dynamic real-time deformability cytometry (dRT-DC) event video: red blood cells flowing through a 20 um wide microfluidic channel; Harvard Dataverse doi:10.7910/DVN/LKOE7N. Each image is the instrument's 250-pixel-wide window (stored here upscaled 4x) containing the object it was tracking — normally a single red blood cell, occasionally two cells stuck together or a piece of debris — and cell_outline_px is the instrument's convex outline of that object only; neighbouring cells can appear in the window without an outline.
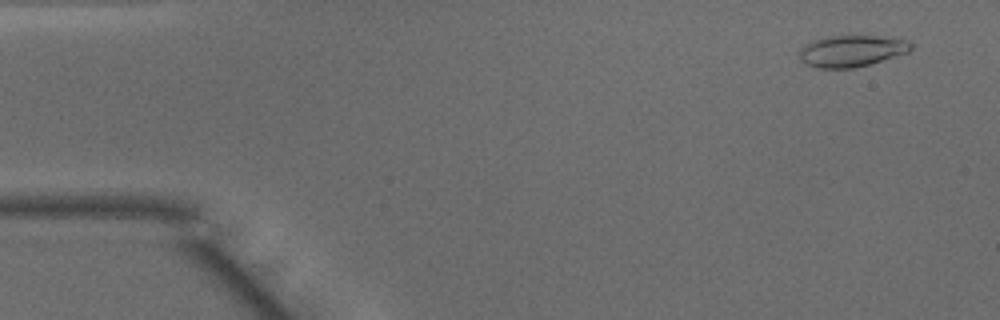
{"species": "common noctule bat (a hibernating species)", "species_latin": "Nyctalus noctula", "temperature_condition": "warm", "stored_images_in_passage": 49, "camera_frame_rate_fps": 3000, "um_per_image_px": 0.085, "animal": {"sex": "male", "body_mass_g": 15.6}, "frame": {"image": 1, "passage_image": 3, "time_ms": 0.667, "image_size_px": [1000, 320], "cell_outline_px": [[912, 48], [908, 52], [868, 64], [852, 68], [816, 68], [804, 64], [800, 60], [800, 48], [804, 44], [828, 36], [876, 36], [908, 40], [912, 44]], "centroid_in_image_um": [72.35, 4.33], "position_along_channel_um": 12.7, "area_um2": 20.29}}
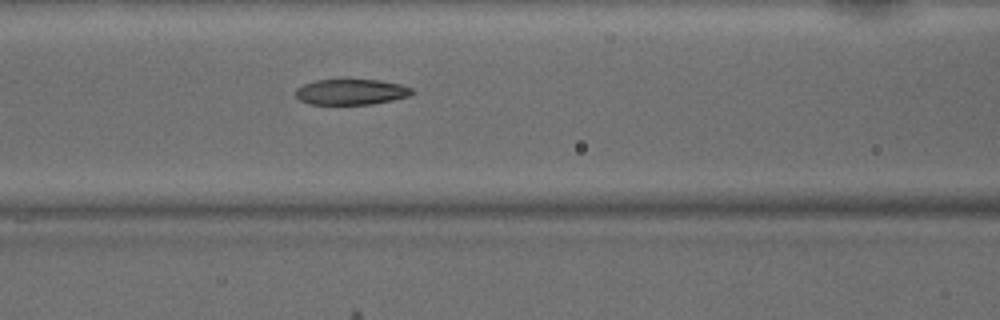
{"frame": {"image": 2, "passage_image": 20, "time_ms": 6.333, "image_size_px": [1000, 320], "cell_outline_px": [[416, 92], [412, 96], [372, 104], [308, 104], [300, 100], [296, 96], [296, 88], [304, 84], [316, 80], [340, 76], [380, 80], [400, 84], [412, 88]], "centroid_in_image_um": [29.86, 7.76], "position_along_channel_um": 136.7, "area_um2": 18.38}}
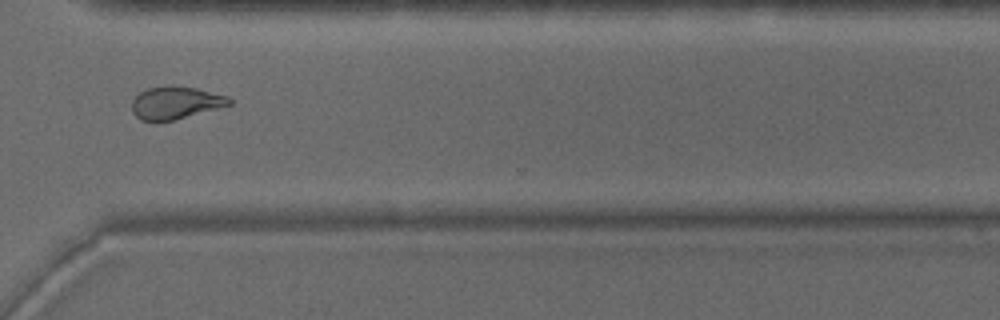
{"frame": {"image": 3, "passage_image": 36, "time_ms": 11.667, "image_size_px": [1000, 320], "cell_outline_px": [[232, 104], [172, 120], [140, 120], [132, 112], [132, 100], [140, 92], [148, 88], [168, 84], [196, 88], [228, 96], [232, 100]], "centroid_in_image_um": [14.91, 8.7], "position_along_channel_um": 355.7, "area_um2": 18.32}, "authors_computed_cell_mechanics": {"area_um2": 19.5942, "velocity_mm_per_s": 4.1044, "shape_relaxation_time_tau1_ms": 7.3657, "shape_relaxation_time_tau2_ms": 2.274, "deformation_change_tau1": 0.2329, "deformation_change_tau2": 0.089}}